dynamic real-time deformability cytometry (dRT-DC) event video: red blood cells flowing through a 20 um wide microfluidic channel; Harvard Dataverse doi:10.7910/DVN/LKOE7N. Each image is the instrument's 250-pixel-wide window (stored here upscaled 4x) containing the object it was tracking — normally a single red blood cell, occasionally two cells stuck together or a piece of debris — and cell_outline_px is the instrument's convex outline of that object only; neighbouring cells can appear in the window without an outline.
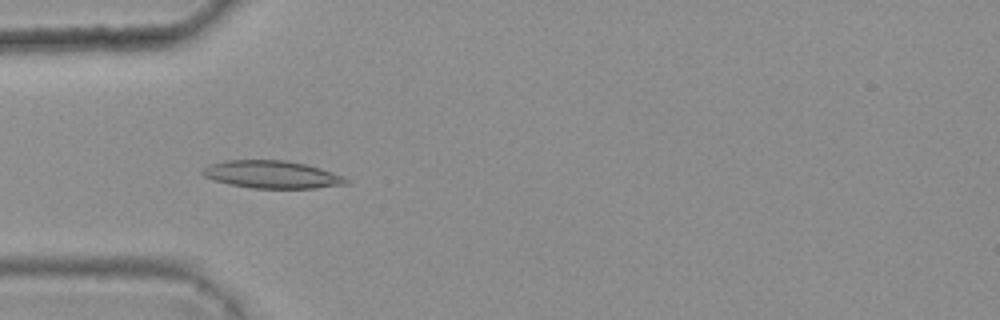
{"species": "common noctule bat (a hibernating species)", "species_latin": "Nyctalus noctula", "temperature_condition": "warm", "stored_images_in_passage": 5, "camera_frame_rate_fps": 3000, "um_per_image_px": 0.085, "animal": {"sex": "female", "body_mass_g": 25.1}, "frame": {"image": 1, "passage_image": 4, "time_ms": 1.0, "image_size_px": [1000, 320], "cell_outline_px": [[352, 184], [316, 188], [252, 188], [228, 184], [212, 180], [204, 176], [200, 172], [204, 168], [212, 164], [228, 160], [284, 160], [304, 164], [320, 168], [344, 176]], "centroid_in_image_um": [23.14, 14.84], "position_along_channel_um": 61.9, "area_um2": 23.12}}
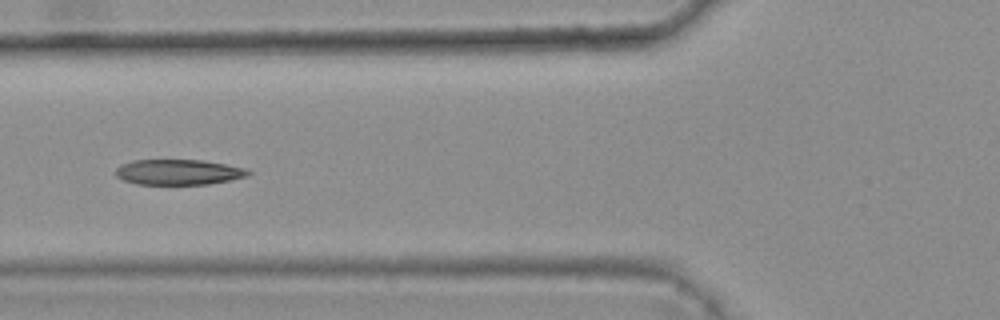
{"frame": {"image": 2, "passage_image": 5, "time_ms": 1.333, "image_size_px": [1000, 320], "cell_outline_px": [[252, 172], [248, 176], [208, 184], [136, 184], [124, 180], [116, 176], [116, 168], [120, 164], [132, 160], [200, 160], [248, 168]], "centroid_in_image_um": [15.17, 14.62], "position_along_channel_um": 110.6, "area_um2": 19.59}}